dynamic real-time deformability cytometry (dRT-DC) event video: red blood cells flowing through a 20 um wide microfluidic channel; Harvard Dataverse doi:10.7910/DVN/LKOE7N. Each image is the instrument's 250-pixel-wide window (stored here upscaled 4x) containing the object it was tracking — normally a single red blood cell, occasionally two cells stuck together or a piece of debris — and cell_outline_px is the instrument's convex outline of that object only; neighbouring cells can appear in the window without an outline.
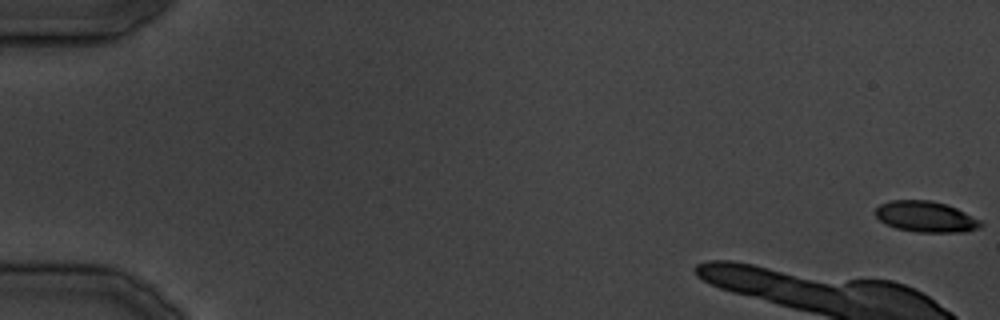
{"species": "common noctule bat (a hibernating species)", "species_latin": "Nyctalus noctula", "temperature_condition": "cold", "stored_images_in_passage": 6, "camera_frame_rate_fps": 3000, "um_per_image_px": 0.085, "animal": {"sex": "male", "body_mass_g": 19.5, "forearm_length_mm": 54.6}, "frame": {"image": 1, "passage_image": 1, "time_ms": 0.0, "image_size_px": [1000, 320], "cell_outline_px": [[984, 224], [980, 228], [964, 232], [916, 232], [896, 228], [884, 224], [872, 212], [880, 204], [892, 200], [932, 200], [948, 204], [980, 220]], "centroid_in_image_um": [78.67, 18.42], "position_along_channel_um": 6.3, "area_um2": 19.19}}